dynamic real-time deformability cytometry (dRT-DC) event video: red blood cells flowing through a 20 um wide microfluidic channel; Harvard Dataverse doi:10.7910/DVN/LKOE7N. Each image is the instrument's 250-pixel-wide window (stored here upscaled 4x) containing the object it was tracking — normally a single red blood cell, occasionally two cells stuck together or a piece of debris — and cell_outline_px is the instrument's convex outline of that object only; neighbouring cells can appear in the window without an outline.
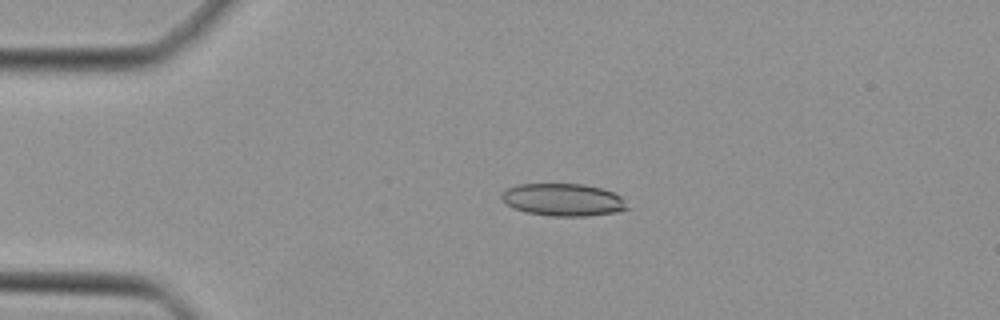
{"species": "Egyptian fruit bat (a non-hibernating species)", "species_latin": "Rousettus aegyptiacus", "temperature_condition": "cold", "stored_images_in_passage": 24, "camera_frame_rate_fps": 3000, "um_per_image_px": 0.085, "animal": {"sex": "female"}, "frame": {"image": 1, "passage_image": 1, "time_ms": 0.0, "image_size_px": [1000, 320], "cell_outline_px": [[632, 208], [616, 212], [588, 216], [552, 216], [524, 212], [512, 208], [500, 200], [500, 196], [508, 188], [516, 184], [584, 184], [604, 188], [620, 196]], "centroid_in_image_um": [47.87, 16.98], "position_along_channel_um": 37.1, "area_um2": 24.1}}
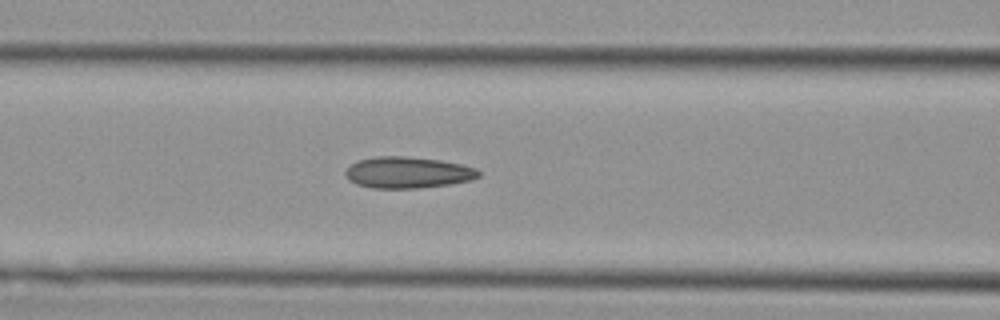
{"frame": {"image": 2, "passage_image": 10, "time_ms": 3.0, "image_size_px": [1000, 320], "cell_outline_px": [[480, 176], [468, 180], [448, 184], [416, 188], [372, 188], [356, 184], [348, 180], [344, 172], [356, 160], [376, 156], [404, 156], [440, 160], [460, 164], [476, 168], [480, 172]], "centroid_in_image_um": [34.61, 14.65], "position_along_channel_um": 132.0, "area_um2": 24.22}}
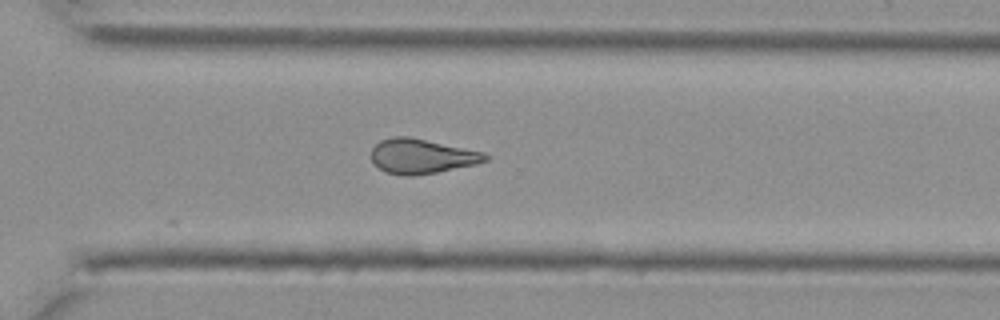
{"frame": {"image": 3, "passage_image": 24, "time_ms": 7.667, "image_size_px": [1000, 320], "cell_outline_px": [[488, 160], [476, 164], [436, 172], [412, 176], [404, 176], [384, 172], [372, 164], [372, 148], [380, 140], [392, 136], [408, 136], [484, 152], [488, 156]], "centroid_in_image_um": [35.8, 13.28], "position_along_channel_um": 334.8, "area_um2": 23.12}}